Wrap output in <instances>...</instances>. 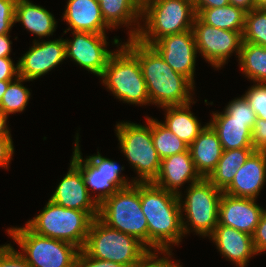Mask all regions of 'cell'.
<instances>
[{
	"instance_id": "cell-1",
	"label": "cell",
	"mask_w": 266,
	"mask_h": 267,
	"mask_svg": "<svg viewBox=\"0 0 266 267\" xmlns=\"http://www.w3.org/2000/svg\"><path fill=\"white\" fill-rule=\"evenodd\" d=\"M139 60L151 104L159 107L192 103L194 84L175 72L152 46L136 38L123 43Z\"/></svg>"
},
{
	"instance_id": "cell-2",
	"label": "cell",
	"mask_w": 266,
	"mask_h": 267,
	"mask_svg": "<svg viewBox=\"0 0 266 267\" xmlns=\"http://www.w3.org/2000/svg\"><path fill=\"white\" fill-rule=\"evenodd\" d=\"M140 201L148 224V249L171 253L184 235L179 196L152 182L140 183Z\"/></svg>"
},
{
	"instance_id": "cell-3",
	"label": "cell",
	"mask_w": 266,
	"mask_h": 267,
	"mask_svg": "<svg viewBox=\"0 0 266 267\" xmlns=\"http://www.w3.org/2000/svg\"><path fill=\"white\" fill-rule=\"evenodd\" d=\"M196 15L194 5L187 0H142L145 24L135 38L152 45L163 36L192 30Z\"/></svg>"
},
{
	"instance_id": "cell-4",
	"label": "cell",
	"mask_w": 266,
	"mask_h": 267,
	"mask_svg": "<svg viewBox=\"0 0 266 267\" xmlns=\"http://www.w3.org/2000/svg\"><path fill=\"white\" fill-rule=\"evenodd\" d=\"M113 43L120 47L111 54L100 76L103 85L121 101L149 104L146 82L138 58L118 38H114Z\"/></svg>"
},
{
	"instance_id": "cell-5",
	"label": "cell",
	"mask_w": 266,
	"mask_h": 267,
	"mask_svg": "<svg viewBox=\"0 0 266 267\" xmlns=\"http://www.w3.org/2000/svg\"><path fill=\"white\" fill-rule=\"evenodd\" d=\"M82 250L89 256L125 267L141 262L151 251L137 238L110 228L94 218Z\"/></svg>"
},
{
	"instance_id": "cell-6",
	"label": "cell",
	"mask_w": 266,
	"mask_h": 267,
	"mask_svg": "<svg viewBox=\"0 0 266 267\" xmlns=\"http://www.w3.org/2000/svg\"><path fill=\"white\" fill-rule=\"evenodd\" d=\"M93 219L88 212L64 208L49 199L26 226L35 234L71 243L81 250Z\"/></svg>"
},
{
	"instance_id": "cell-7",
	"label": "cell",
	"mask_w": 266,
	"mask_h": 267,
	"mask_svg": "<svg viewBox=\"0 0 266 267\" xmlns=\"http://www.w3.org/2000/svg\"><path fill=\"white\" fill-rule=\"evenodd\" d=\"M98 218L110 228L137 238L148 248V224L140 201V183L118 190L99 205Z\"/></svg>"
},
{
	"instance_id": "cell-8",
	"label": "cell",
	"mask_w": 266,
	"mask_h": 267,
	"mask_svg": "<svg viewBox=\"0 0 266 267\" xmlns=\"http://www.w3.org/2000/svg\"><path fill=\"white\" fill-rule=\"evenodd\" d=\"M146 119L147 126L121 122L116 124L115 130L121 152L138 174L136 183L153 182L158 175L161 163L153 144L151 118Z\"/></svg>"
},
{
	"instance_id": "cell-9",
	"label": "cell",
	"mask_w": 266,
	"mask_h": 267,
	"mask_svg": "<svg viewBox=\"0 0 266 267\" xmlns=\"http://www.w3.org/2000/svg\"><path fill=\"white\" fill-rule=\"evenodd\" d=\"M31 267H75L80 249L68 242L35 234L26 225L7 229Z\"/></svg>"
},
{
	"instance_id": "cell-10",
	"label": "cell",
	"mask_w": 266,
	"mask_h": 267,
	"mask_svg": "<svg viewBox=\"0 0 266 267\" xmlns=\"http://www.w3.org/2000/svg\"><path fill=\"white\" fill-rule=\"evenodd\" d=\"M189 185L185 201H182L181 192L178 194L180 209H183L187 217L185 219L182 215L184 236L190 232L192 226L197 234L210 237L218 225L219 204L223 191L216 188L207 178ZM184 219L188 221L185 222Z\"/></svg>"
},
{
	"instance_id": "cell-11",
	"label": "cell",
	"mask_w": 266,
	"mask_h": 267,
	"mask_svg": "<svg viewBox=\"0 0 266 267\" xmlns=\"http://www.w3.org/2000/svg\"><path fill=\"white\" fill-rule=\"evenodd\" d=\"M97 153V155L94 154L83 160L79 148V135L77 133L71 162L81 171L88 192L90 189H92L91 194L94 190L96 192L97 190L99 191L93 197L98 205H100L118 190L134 185L136 182L135 179L129 182L123 175L120 176L124 166L120 167L117 165V162L102 157L99 152Z\"/></svg>"
},
{
	"instance_id": "cell-12",
	"label": "cell",
	"mask_w": 266,
	"mask_h": 267,
	"mask_svg": "<svg viewBox=\"0 0 266 267\" xmlns=\"http://www.w3.org/2000/svg\"><path fill=\"white\" fill-rule=\"evenodd\" d=\"M192 30L197 51L212 67L221 68L234 51L239 58L243 44V32L213 27L203 23L197 16Z\"/></svg>"
},
{
	"instance_id": "cell-13",
	"label": "cell",
	"mask_w": 266,
	"mask_h": 267,
	"mask_svg": "<svg viewBox=\"0 0 266 267\" xmlns=\"http://www.w3.org/2000/svg\"><path fill=\"white\" fill-rule=\"evenodd\" d=\"M74 38L66 40V58L100 77L113 51L107 50L105 33L72 31Z\"/></svg>"
},
{
	"instance_id": "cell-14",
	"label": "cell",
	"mask_w": 266,
	"mask_h": 267,
	"mask_svg": "<svg viewBox=\"0 0 266 267\" xmlns=\"http://www.w3.org/2000/svg\"><path fill=\"white\" fill-rule=\"evenodd\" d=\"M165 62L193 84L197 47L193 30L163 36L152 44Z\"/></svg>"
},
{
	"instance_id": "cell-15",
	"label": "cell",
	"mask_w": 266,
	"mask_h": 267,
	"mask_svg": "<svg viewBox=\"0 0 266 267\" xmlns=\"http://www.w3.org/2000/svg\"><path fill=\"white\" fill-rule=\"evenodd\" d=\"M34 45L19 59L18 75L26 80H36L48 73L66 58L65 41L62 39L34 40Z\"/></svg>"
},
{
	"instance_id": "cell-16",
	"label": "cell",
	"mask_w": 266,
	"mask_h": 267,
	"mask_svg": "<svg viewBox=\"0 0 266 267\" xmlns=\"http://www.w3.org/2000/svg\"><path fill=\"white\" fill-rule=\"evenodd\" d=\"M50 200L64 208L88 212L93 218L99 215V205L86 187L81 171L70 161L67 174L57 185Z\"/></svg>"
},
{
	"instance_id": "cell-17",
	"label": "cell",
	"mask_w": 266,
	"mask_h": 267,
	"mask_svg": "<svg viewBox=\"0 0 266 267\" xmlns=\"http://www.w3.org/2000/svg\"><path fill=\"white\" fill-rule=\"evenodd\" d=\"M264 209L256 199L234 197L223 192L218 214V225L232 227L253 236Z\"/></svg>"
},
{
	"instance_id": "cell-18",
	"label": "cell",
	"mask_w": 266,
	"mask_h": 267,
	"mask_svg": "<svg viewBox=\"0 0 266 267\" xmlns=\"http://www.w3.org/2000/svg\"><path fill=\"white\" fill-rule=\"evenodd\" d=\"M265 182L266 152L254 151L223 192L234 197L256 199Z\"/></svg>"
},
{
	"instance_id": "cell-19",
	"label": "cell",
	"mask_w": 266,
	"mask_h": 267,
	"mask_svg": "<svg viewBox=\"0 0 266 267\" xmlns=\"http://www.w3.org/2000/svg\"><path fill=\"white\" fill-rule=\"evenodd\" d=\"M202 179L196 171L189 149L161 160L156 179L152 182L167 191L179 194L186 182L194 184Z\"/></svg>"
},
{
	"instance_id": "cell-20",
	"label": "cell",
	"mask_w": 266,
	"mask_h": 267,
	"mask_svg": "<svg viewBox=\"0 0 266 267\" xmlns=\"http://www.w3.org/2000/svg\"><path fill=\"white\" fill-rule=\"evenodd\" d=\"M215 242L220 254L234 262L238 267H245L253 255H257L253 237L225 225H217L209 237Z\"/></svg>"
},
{
	"instance_id": "cell-21",
	"label": "cell",
	"mask_w": 266,
	"mask_h": 267,
	"mask_svg": "<svg viewBox=\"0 0 266 267\" xmlns=\"http://www.w3.org/2000/svg\"><path fill=\"white\" fill-rule=\"evenodd\" d=\"M63 19L69 24L68 31L71 29L90 33H106V29H111L103 19L97 0H68Z\"/></svg>"
},
{
	"instance_id": "cell-22",
	"label": "cell",
	"mask_w": 266,
	"mask_h": 267,
	"mask_svg": "<svg viewBox=\"0 0 266 267\" xmlns=\"http://www.w3.org/2000/svg\"><path fill=\"white\" fill-rule=\"evenodd\" d=\"M188 149L196 171L202 178H207L211 174L224 151L216 131L209 123Z\"/></svg>"
},
{
	"instance_id": "cell-23",
	"label": "cell",
	"mask_w": 266,
	"mask_h": 267,
	"mask_svg": "<svg viewBox=\"0 0 266 267\" xmlns=\"http://www.w3.org/2000/svg\"><path fill=\"white\" fill-rule=\"evenodd\" d=\"M209 122L216 131L223 150L252 148L249 121L232 120L225 112L214 113Z\"/></svg>"
},
{
	"instance_id": "cell-24",
	"label": "cell",
	"mask_w": 266,
	"mask_h": 267,
	"mask_svg": "<svg viewBox=\"0 0 266 267\" xmlns=\"http://www.w3.org/2000/svg\"><path fill=\"white\" fill-rule=\"evenodd\" d=\"M100 5L104 21L111 27L117 28L119 25H126L129 30V38H135L140 29L139 18L141 20L142 0H97ZM136 23V26H135ZM138 24V25H137ZM136 27V28H135Z\"/></svg>"
},
{
	"instance_id": "cell-25",
	"label": "cell",
	"mask_w": 266,
	"mask_h": 267,
	"mask_svg": "<svg viewBox=\"0 0 266 267\" xmlns=\"http://www.w3.org/2000/svg\"><path fill=\"white\" fill-rule=\"evenodd\" d=\"M14 22H21L28 31L40 39L53 35L57 25L53 14L29 0H16Z\"/></svg>"
},
{
	"instance_id": "cell-26",
	"label": "cell",
	"mask_w": 266,
	"mask_h": 267,
	"mask_svg": "<svg viewBox=\"0 0 266 267\" xmlns=\"http://www.w3.org/2000/svg\"><path fill=\"white\" fill-rule=\"evenodd\" d=\"M191 103L179 106L163 107L166 110L165 121L162 123L186 145H190L205 128L191 113Z\"/></svg>"
},
{
	"instance_id": "cell-27",
	"label": "cell",
	"mask_w": 266,
	"mask_h": 267,
	"mask_svg": "<svg viewBox=\"0 0 266 267\" xmlns=\"http://www.w3.org/2000/svg\"><path fill=\"white\" fill-rule=\"evenodd\" d=\"M254 152L253 148L224 150L215 169L207 179L218 189L224 191L233 181L238 169Z\"/></svg>"
},
{
	"instance_id": "cell-28",
	"label": "cell",
	"mask_w": 266,
	"mask_h": 267,
	"mask_svg": "<svg viewBox=\"0 0 266 267\" xmlns=\"http://www.w3.org/2000/svg\"><path fill=\"white\" fill-rule=\"evenodd\" d=\"M196 14L203 23L213 27L239 32L244 30L246 12L234 5L229 4L219 8L200 9Z\"/></svg>"
},
{
	"instance_id": "cell-29",
	"label": "cell",
	"mask_w": 266,
	"mask_h": 267,
	"mask_svg": "<svg viewBox=\"0 0 266 267\" xmlns=\"http://www.w3.org/2000/svg\"><path fill=\"white\" fill-rule=\"evenodd\" d=\"M243 74L255 83H266V47L243 42L239 56Z\"/></svg>"
},
{
	"instance_id": "cell-30",
	"label": "cell",
	"mask_w": 266,
	"mask_h": 267,
	"mask_svg": "<svg viewBox=\"0 0 266 267\" xmlns=\"http://www.w3.org/2000/svg\"><path fill=\"white\" fill-rule=\"evenodd\" d=\"M151 133L155 149L160 159L185 152L189 146L180 140L160 121L151 118Z\"/></svg>"
},
{
	"instance_id": "cell-31",
	"label": "cell",
	"mask_w": 266,
	"mask_h": 267,
	"mask_svg": "<svg viewBox=\"0 0 266 267\" xmlns=\"http://www.w3.org/2000/svg\"><path fill=\"white\" fill-rule=\"evenodd\" d=\"M24 81L30 80L18 76L14 81L9 83L7 90L2 96L0 109L7 116L9 114L23 112L27 106L31 93L30 90L21 83Z\"/></svg>"
},
{
	"instance_id": "cell-32",
	"label": "cell",
	"mask_w": 266,
	"mask_h": 267,
	"mask_svg": "<svg viewBox=\"0 0 266 267\" xmlns=\"http://www.w3.org/2000/svg\"><path fill=\"white\" fill-rule=\"evenodd\" d=\"M243 42L266 47V9H256L245 14Z\"/></svg>"
},
{
	"instance_id": "cell-33",
	"label": "cell",
	"mask_w": 266,
	"mask_h": 267,
	"mask_svg": "<svg viewBox=\"0 0 266 267\" xmlns=\"http://www.w3.org/2000/svg\"><path fill=\"white\" fill-rule=\"evenodd\" d=\"M224 112L229 117H232V120L249 121V126L251 128H253L257 118L256 113L250 107V104L244 95L229 102Z\"/></svg>"
},
{
	"instance_id": "cell-34",
	"label": "cell",
	"mask_w": 266,
	"mask_h": 267,
	"mask_svg": "<svg viewBox=\"0 0 266 267\" xmlns=\"http://www.w3.org/2000/svg\"><path fill=\"white\" fill-rule=\"evenodd\" d=\"M257 118L266 120V83L251 86L244 94Z\"/></svg>"
},
{
	"instance_id": "cell-35",
	"label": "cell",
	"mask_w": 266,
	"mask_h": 267,
	"mask_svg": "<svg viewBox=\"0 0 266 267\" xmlns=\"http://www.w3.org/2000/svg\"><path fill=\"white\" fill-rule=\"evenodd\" d=\"M0 267H31L10 244L0 246Z\"/></svg>"
},
{
	"instance_id": "cell-36",
	"label": "cell",
	"mask_w": 266,
	"mask_h": 267,
	"mask_svg": "<svg viewBox=\"0 0 266 267\" xmlns=\"http://www.w3.org/2000/svg\"><path fill=\"white\" fill-rule=\"evenodd\" d=\"M16 0H0V35L10 33L15 16Z\"/></svg>"
},
{
	"instance_id": "cell-37",
	"label": "cell",
	"mask_w": 266,
	"mask_h": 267,
	"mask_svg": "<svg viewBox=\"0 0 266 267\" xmlns=\"http://www.w3.org/2000/svg\"><path fill=\"white\" fill-rule=\"evenodd\" d=\"M251 145L254 151L266 152V120L256 118L251 132Z\"/></svg>"
},
{
	"instance_id": "cell-38",
	"label": "cell",
	"mask_w": 266,
	"mask_h": 267,
	"mask_svg": "<svg viewBox=\"0 0 266 267\" xmlns=\"http://www.w3.org/2000/svg\"><path fill=\"white\" fill-rule=\"evenodd\" d=\"M75 267H125L113 261L96 259L87 255L82 249L79 251Z\"/></svg>"
},
{
	"instance_id": "cell-39",
	"label": "cell",
	"mask_w": 266,
	"mask_h": 267,
	"mask_svg": "<svg viewBox=\"0 0 266 267\" xmlns=\"http://www.w3.org/2000/svg\"><path fill=\"white\" fill-rule=\"evenodd\" d=\"M253 244L255 250L258 253L266 251V210L262 212L259 223L256 227V230L253 234Z\"/></svg>"
},
{
	"instance_id": "cell-40",
	"label": "cell",
	"mask_w": 266,
	"mask_h": 267,
	"mask_svg": "<svg viewBox=\"0 0 266 267\" xmlns=\"http://www.w3.org/2000/svg\"><path fill=\"white\" fill-rule=\"evenodd\" d=\"M18 76V64L14 65L11 57H0V80L13 81Z\"/></svg>"
},
{
	"instance_id": "cell-41",
	"label": "cell",
	"mask_w": 266,
	"mask_h": 267,
	"mask_svg": "<svg viewBox=\"0 0 266 267\" xmlns=\"http://www.w3.org/2000/svg\"><path fill=\"white\" fill-rule=\"evenodd\" d=\"M14 153L12 137H0V166L8 169Z\"/></svg>"
},
{
	"instance_id": "cell-42",
	"label": "cell",
	"mask_w": 266,
	"mask_h": 267,
	"mask_svg": "<svg viewBox=\"0 0 266 267\" xmlns=\"http://www.w3.org/2000/svg\"><path fill=\"white\" fill-rule=\"evenodd\" d=\"M158 252H151L150 253V267H182V265L174 263L171 259H168L172 254L164 252L163 257L159 258L157 255ZM168 255V257H166Z\"/></svg>"
},
{
	"instance_id": "cell-43",
	"label": "cell",
	"mask_w": 266,
	"mask_h": 267,
	"mask_svg": "<svg viewBox=\"0 0 266 267\" xmlns=\"http://www.w3.org/2000/svg\"><path fill=\"white\" fill-rule=\"evenodd\" d=\"M229 4V0H197L194 9L197 13L200 9L219 8Z\"/></svg>"
},
{
	"instance_id": "cell-44",
	"label": "cell",
	"mask_w": 266,
	"mask_h": 267,
	"mask_svg": "<svg viewBox=\"0 0 266 267\" xmlns=\"http://www.w3.org/2000/svg\"><path fill=\"white\" fill-rule=\"evenodd\" d=\"M11 44L9 33L0 35V57L10 56Z\"/></svg>"
},
{
	"instance_id": "cell-45",
	"label": "cell",
	"mask_w": 266,
	"mask_h": 267,
	"mask_svg": "<svg viewBox=\"0 0 266 267\" xmlns=\"http://www.w3.org/2000/svg\"><path fill=\"white\" fill-rule=\"evenodd\" d=\"M229 3L241 8L246 13L255 8V0H229Z\"/></svg>"
},
{
	"instance_id": "cell-46",
	"label": "cell",
	"mask_w": 266,
	"mask_h": 267,
	"mask_svg": "<svg viewBox=\"0 0 266 267\" xmlns=\"http://www.w3.org/2000/svg\"><path fill=\"white\" fill-rule=\"evenodd\" d=\"M8 116L0 109V137H11L9 128L7 127Z\"/></svg>"
},
{
	"instance_id": "cell-47",
	"label": "cell",
	"mask_w": 266,
	"mask_h": 267,
	"mask_svg": "<svg viewBox=\"0 0 266 267\" xmlns=\"http://www.w3.org/2000/svg\"><path fill=\"white\" fill-rule=\"evenodd\" d=\"M129 267H150V254L147 255L141 262Z\"/></svg>"
},
{
	"instance_id": "cell-48",
	"label": "cell",
	"mask_w": 266,
	"mask_h": 267,
	"mask_svg": "<svg viewBox=\"0 0 266 267\" xmlns=\"http://www.w3.org/2000/svg\"><path fill=\"white\" fill-rule=\"evenodd\" d=\"M10 82L11 81H2V80H0V102H1L2 96L5 93V91L7 90V87H8Z\"/></svg>"
},
{
	"instance_id": "cell-49",
	"label": "cell",
	"mask_w": 266,
	"mask_h": 267,
	"mask_svg": "<svg viewBox=\"0 0 266 267\" xmlns=\"http://www.w3.org/2000/svg\"><path fill=\"white\" fill-rule=\"evenodd\" d=\"M256 9H266V0H255Z\"/></svg>"
},
{
	"instance_id": "cell-50",
	"label": "cell",
	"mask_w": 266,
	"mask_h": 267,
	"mask_svg": "<svg viewBox=\"0 0 266 267\" xmlns=\"http://www.w3.org/2000/svg\"><path fill=\"white\" fill-rule=\"evenodd\" d=\"M187 1L192 3L193 5L197 2V0H187Z\"/></svg>"
}]
</instances>
